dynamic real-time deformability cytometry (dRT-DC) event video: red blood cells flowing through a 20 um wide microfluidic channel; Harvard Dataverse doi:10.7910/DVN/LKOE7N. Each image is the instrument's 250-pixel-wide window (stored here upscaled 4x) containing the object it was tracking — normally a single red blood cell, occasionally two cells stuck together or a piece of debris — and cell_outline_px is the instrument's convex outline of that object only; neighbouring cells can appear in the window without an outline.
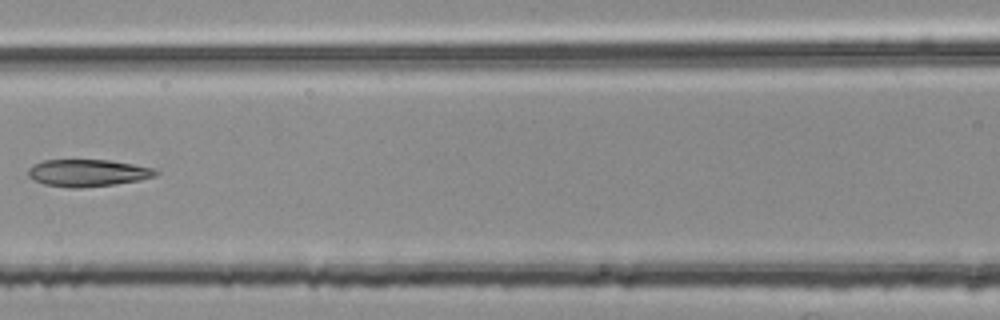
{"species": "common noctule bat (a hibernating species)", "species_latin": "Nyctalus noctula", "temperature_condition": "room temperature", "stored_images_in_passage": 6, "segment_of_instrument_passage": [2, 2], "camera_frame_rate_fps": 3000, "um_per_image_px": 0.085, "animal": {"sex": "female", "body_mass_g": 25.1}, "frame": {"image": 1, "passage_image": 6, "time_ms": 1.667, "image_size_px": [1000, 320], "cell_outline_px": [[160, 172], [156, 176], [140, 180], [116, 184], [80, 188], [72, 188], [44, 184], [28, 176], [28, 168], [32, 164], [44, 160], [108, 160], [132, 164], [152, 168]], "centroid_in_image_um": [7.45, 14.7], "position_along_channel_um": 159.1, "area_um2": 20.11}}